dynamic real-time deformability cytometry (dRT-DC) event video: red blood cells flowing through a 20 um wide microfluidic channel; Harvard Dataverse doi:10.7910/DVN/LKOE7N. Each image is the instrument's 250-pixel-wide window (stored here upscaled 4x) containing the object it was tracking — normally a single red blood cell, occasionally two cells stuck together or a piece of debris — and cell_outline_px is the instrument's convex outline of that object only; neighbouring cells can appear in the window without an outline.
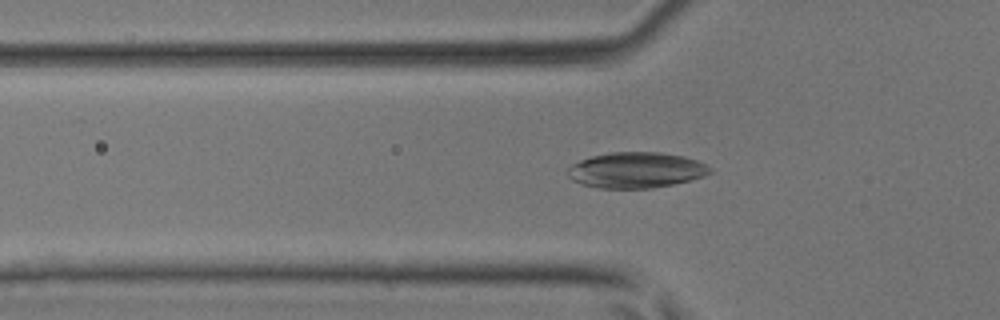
{"species": "common noctule bat (a hibernating species)", "species_latin": "Nyctalus noctula", "temperature_condition": "room temperature", "stored_images_in_passage": 31, "camera_frame_rate_fps": 3000, "um_per_image_px": 0.085, "animal": {"sex": "male", "body_mass_g": 17.9, "forearm_length_mm": 54.2}, "frame": {"image": 1, "passage_image": 8, "time_ms": 2.333, "image_size_px": [1000, 320], "cell_outline_px": [[712, 172], [704, 176], [672, 184], [652, 188], [600, 188], [580, 184], [572, 180], [568, 176], [568, 168], [572, 164], [580, 160], [592, 156], [608, 152], [660, 152], [684, 156], [696, 160], [712, 168]], "centroid_in_image_um": [54.05, 14.45], "position_along_channel_um": 71.8, "area_um2": 29.59}}
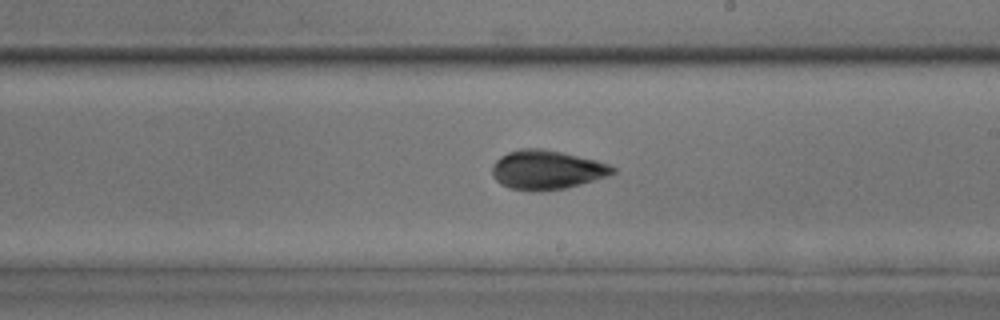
{"frame": {"image": 2, "passage_image": 19, "time_ms": 6.0, "image_size_px": [1000, 320], "cell_outline_px": [[616, 172], [608, 176], [580, 184], [564, 188], [540, 192], [532, 192], [508, 188], [500, 184], [492, 176], [492, 164], [500, 156], [508, 152], [520, 148], [544, 148], [596, 160], [608, 164], [616, 168]], "centroid_in_image_um": [46.44, 14.44], "position_along_channel_um": 242.6, "area_um2": 27.8}}
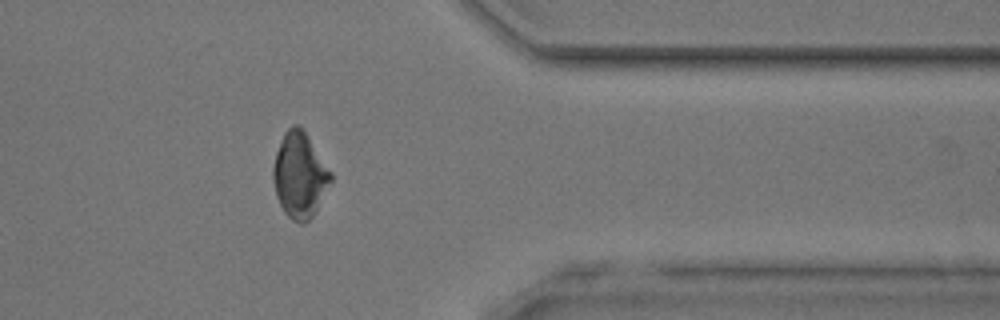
{"frame": {"image": 3, "passage_image": 29, "time_ms": 9.333, "image_size_px": [1000, 320], "cell_outline_px": [[332, 180], [312, 216], [304, 224], [300, 224], [292, 220], [284, 212], [276, 196], [272, 176], [272, 168], [276, 152], [280, 140], [284, 132], [292, 124], [296, 124], [304, 132], [332, 172]], "centroid_in_image_um": [25.45, 14.9], "position_along_channel_um": 386.0, "area_um2": 28.38}}